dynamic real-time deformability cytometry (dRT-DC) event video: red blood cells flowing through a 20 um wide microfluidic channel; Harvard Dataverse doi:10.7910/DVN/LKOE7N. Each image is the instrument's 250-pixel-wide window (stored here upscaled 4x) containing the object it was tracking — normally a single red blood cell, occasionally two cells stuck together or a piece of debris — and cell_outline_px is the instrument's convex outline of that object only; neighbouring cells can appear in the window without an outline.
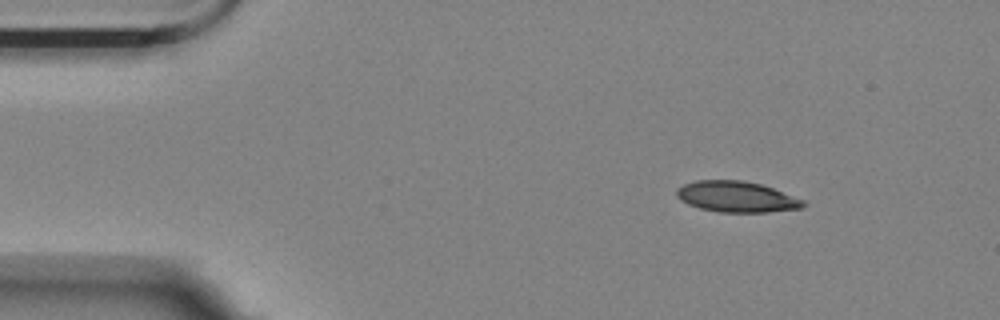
{"species": "Egyptian fruit bat (a non-hibernating species)", "species_latin": "Rousettus aegyptiacus", "temperature_condition": "room temperature", "stored_images_in_passage": 12, "camera_frame_rate_fps": 3000, "um_per_image_px": 0.085, "animal": {"sex": "female"}, "frame": {"image": 1, "passage_image": 1, "time_ms": 0.0, "image_size_px": [1000, 320], "cell_outline_px": [[808, 204], [804, 208], [768, 212], [720, 212], [700, 208], [688, 204], [680, 200], [676, 196], [676, 188], [684, 184], [696, 180], [744, 180], [760, 184], [772, 188], [804, 200]], "centroid_in_image_um": [62.61, 16.72], "position_along_channel_um": 22.4, "area_um2": 22.89}}
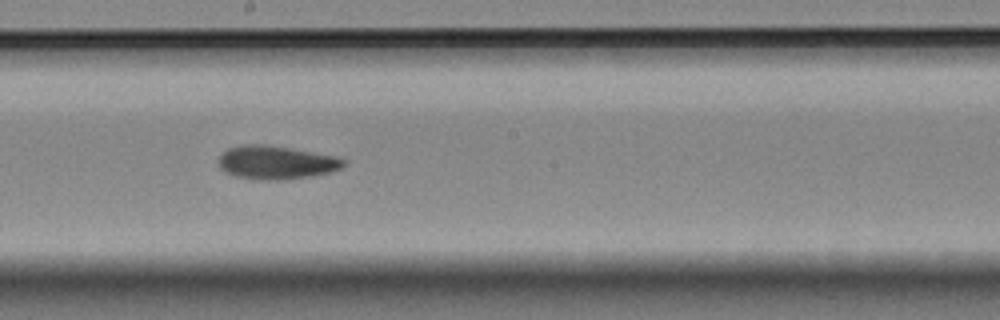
{"frame": {"image": 2, "passage_image": 7, "time_ms": 2.0, "image_size_px": [1000, 320], "cell_outline_px": [[344, 164], [340, 168], [332, 172], [312, 176], [284, 180], [256, 180], [236, 176], [220, 168], [220, 156], [228, 148], [240, 144], [264, 144], [336, 156], [344, 160]], "centroid_in_image_um": [23.47, 13.81], "position_along_channel_um": 224.7, "area_um2": 24.22}}
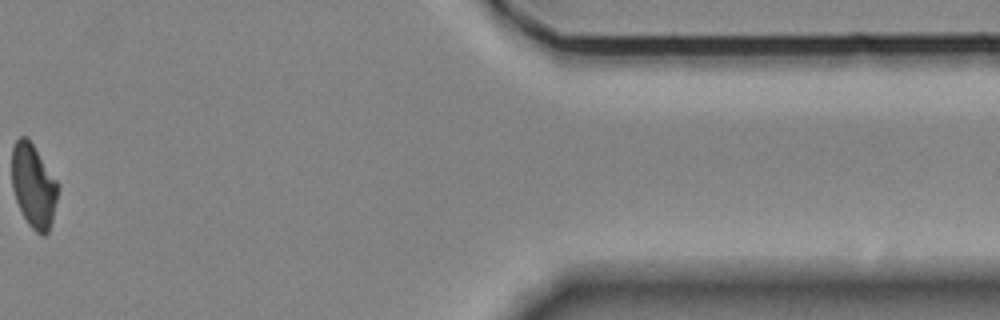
{"frame": {"image": 3, "passage_image": 12, "time_ms": 3.667, "image_size_px": [1000, 320], "cell_outline_px": [[60, 188], [52, 220], [48, 232], [44, 236], [36, 232], [28, 224], [16, 200], [12, 188], [12, 148], [16, 140], [20, 136], [28, 136], [60, 184]], "centroid_in_image_um": [2.87, 15.76], "position_along_channel_um": 408.5, "area_um2": 22.77}}